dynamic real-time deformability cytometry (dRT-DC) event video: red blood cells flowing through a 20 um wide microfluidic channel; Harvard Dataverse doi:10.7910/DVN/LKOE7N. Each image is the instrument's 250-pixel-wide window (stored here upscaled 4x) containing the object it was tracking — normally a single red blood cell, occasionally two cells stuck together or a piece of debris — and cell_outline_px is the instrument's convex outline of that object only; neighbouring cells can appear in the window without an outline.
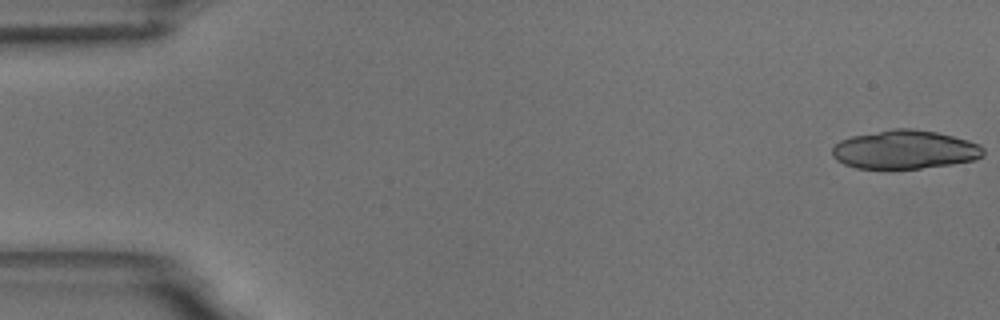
{"species": "common noctule bat (a hibernating species)", "species_latin": "Nyctalus noctula", "temperature_condition": "room temperature", "stored_images_in_passage": 21, "camera_frame_rate_fps": 3000, "um_per_image_px": 0.085, "animal": {"sex": "male", "body_mass_g": 18.8}, "frame": {"image": 1, "passage_image": 1, "time_ms": 0.0, "image_size_px": [1000, 320], "cell_outline_px": [[984, 156], [976, 160], [952, 164], [920, 168], [856, 168], [844, 164], [836, 160], [832, 156], [832, 148], [840, 140], [852, 136], [892, 128], [912, 128], [936, 132], [968, 140], [980, 144], [984, 148]], "centroid_in_image_um": [76.92, 12.71], "position_along_channel_um": 8.1, "area_um2": 34.16}}